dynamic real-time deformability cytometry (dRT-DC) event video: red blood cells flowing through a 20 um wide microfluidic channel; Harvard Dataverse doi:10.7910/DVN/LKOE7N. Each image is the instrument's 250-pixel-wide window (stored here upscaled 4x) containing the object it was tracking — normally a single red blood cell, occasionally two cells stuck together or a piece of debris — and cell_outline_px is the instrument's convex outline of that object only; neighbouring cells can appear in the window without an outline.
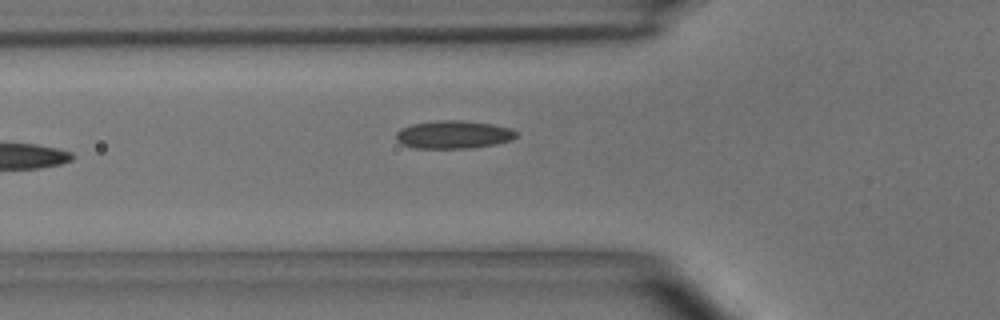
{"species": "common noctule bat (a hibernating species)", "species_latin": "Nyctalus noctula", "temperature_condition": "room temperature", "stored_images_in_passage": 5, "camera_frame_rate_fps": 3000, "um_per_image_px": 0.085, "animal": {"sex": "male", "body_mass_g": 15.6}, "frame": {"image": 1, "passage_image": 5, "time_ms": 4.667, "image_size_px": [1000, 320], "cell_outline_px": [[516, 136], [512, 140], [496, 144], [468, 148], [416, 148], [400, 144], [396, 140], [396, 132], [400, 128], [412, 124], [436, 120], [460, 120], [492, 124], [512, 128], [516, 132]], "centroid_in_image_um": [38.52, 11.44], "position_along_channel_um": 87.3, "area_um2": 19.71}}